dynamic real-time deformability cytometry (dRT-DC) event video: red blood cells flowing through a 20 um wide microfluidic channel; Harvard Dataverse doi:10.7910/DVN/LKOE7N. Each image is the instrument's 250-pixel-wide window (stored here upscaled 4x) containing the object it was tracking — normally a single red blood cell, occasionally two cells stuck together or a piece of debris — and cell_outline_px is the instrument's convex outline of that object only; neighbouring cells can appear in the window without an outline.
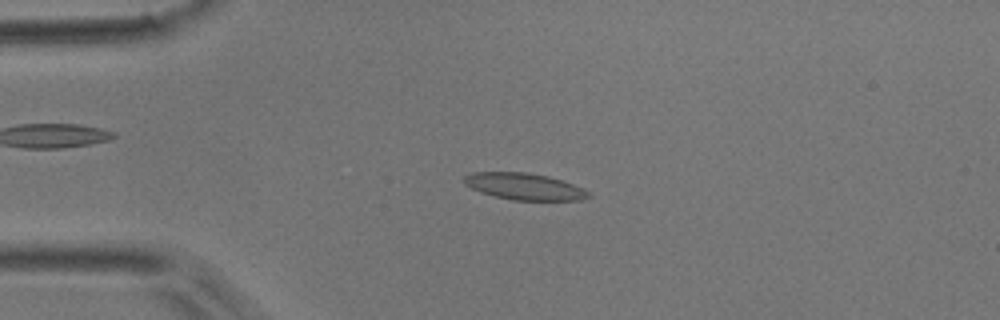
{"species": "common noctule bat (a hibernating species)", "species_latin": "Nyctalus noctula", "temperature_condition": "room temperature", "stored_images_in_passage": 51, "camera_frame_rate_fps": 3000, "um_per_image_px": 0.085, "animal": {"sex": "male", "body_mass_g": 17.9}, "frame": {"image": 1, "passage_image": 11, "time_ms": 3.333, "image_size_px": [1000, 320], "cell_outline_px": [[592, 196], [580, 200], [512, 200], [480, 192], [464, 184], [464, 176], [472, 172], [524, 172], [548, 176], [584, 188], [592, 192]], "centroid_in_image_um": [44.59, 15.85], "position_along_channel_um": 40.4, "area_um2": 19.31}}
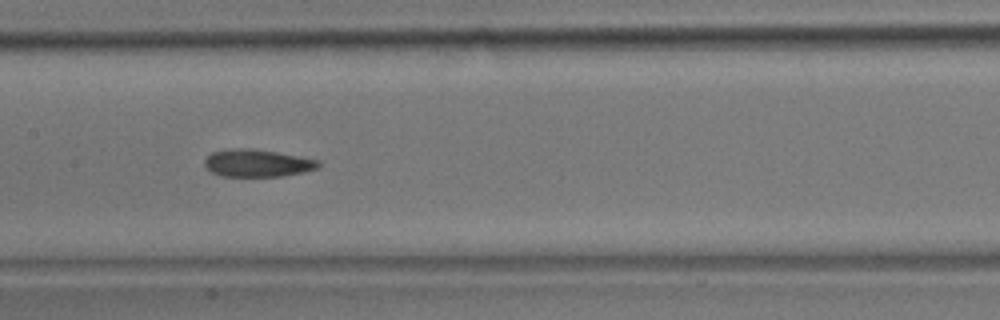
{"frame": {"image": 2, "passage_image": 24, "time_ms": 7.667, "image_size_px": [1000, 320], "cell_outline_px": [[320, 168], [304, 172], [280, 176], [220, 176], [212, 172], [204, 164], [204, 160], [212, 152], [236, 148], [252, 148], [300, 156], [320, 160]], "centroid_in_image_um": [21.91, 13.86], "position_along_channel_um": 185.5, "area_um2": 18.21}}
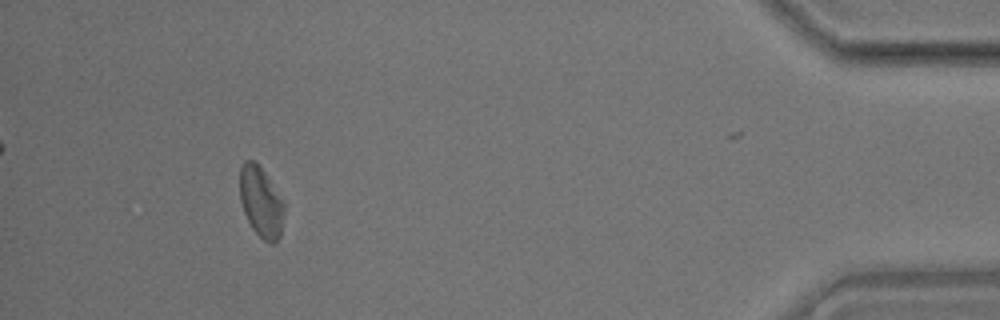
{"frame": {"image": 3, "passage_image": 46, "time_ms": 15.0, "image_size_px": [1000, 320], "cell_outline_px": [[284, 216], [280, 236], [276, 244], [272, 244], [264, 240], [252, 228], [244, 212], [240, 200], [240, 168], [244, 160], [252, 160], [264, 172], [284, 200]], "centroid_in_image_um": [22.2, 17.19], "position_along_channel_um": 413.0, "area_um2": 18.21}}